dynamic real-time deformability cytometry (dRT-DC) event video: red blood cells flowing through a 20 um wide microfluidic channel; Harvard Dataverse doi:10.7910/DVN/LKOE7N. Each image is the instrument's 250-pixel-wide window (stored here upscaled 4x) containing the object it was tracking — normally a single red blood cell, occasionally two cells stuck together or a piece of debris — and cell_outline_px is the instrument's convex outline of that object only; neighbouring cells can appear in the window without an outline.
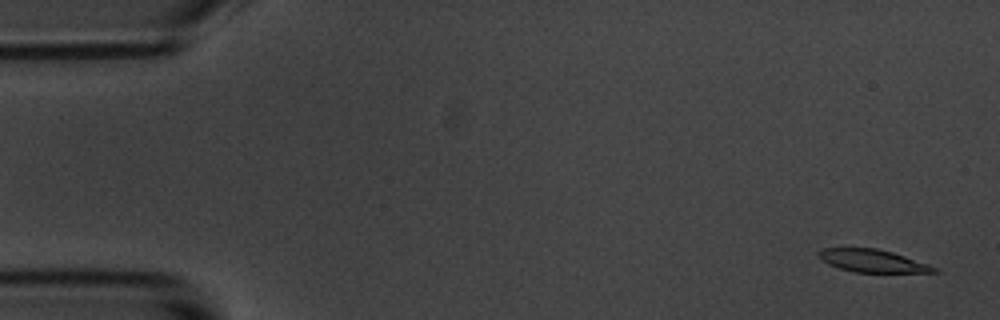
{"species": "common noctule bat (a hibernating species)", "species_latin": "Nyctalus noctula", "temperature_condition": "room temperature", "stored_images_in_passage": 5, "camera_frame_rate_fps": 3000, "um_per_image_px": 0.085, "animal": {"sex": "male", "body_mass_g": 20.1, "forearm_length_mm": 53.5}, "frame": {"image": 1, "passage_image": 1, "time_ms": 0.0, "image_size_px": [1000, 320], "cell_outline_px": [[940, 272], [856, 272], [840, 268], [828, 264], [816, 256], [816, 252], [824, 248], [876, 248], [892, 252], [940, 268]], "centroid_in_image_um": [74.15, 22.17], "position_along_channel_um": 10.8, "area_um2": 15.2}}
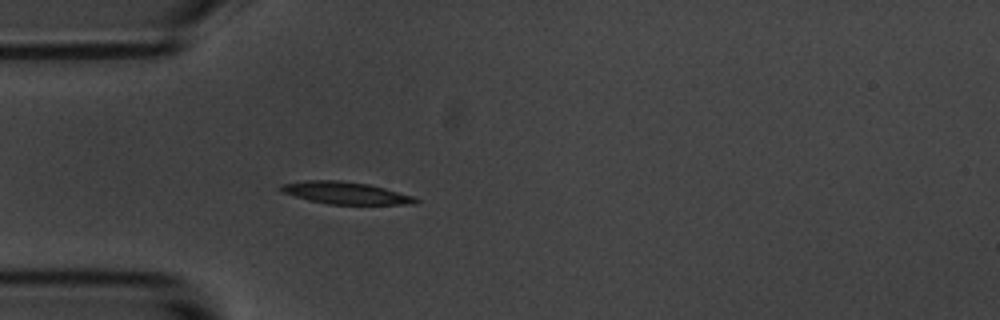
{"frame": {"image": 2, "passage_image": 5, "time_ms": 4.667, "image_size_px": [1000, 320], "cell_outline_px": [[420, 200], [416, 204], [328, 204], [308, 200], [280, 192], [280, 184], [304, 180], [340, 180], [368, 184], [384, 188], [412, 196]], "centroid_in_image_um": [29.31, 16.39], "position_along_channel_um": 55.7, "area_um2": 17.4}}